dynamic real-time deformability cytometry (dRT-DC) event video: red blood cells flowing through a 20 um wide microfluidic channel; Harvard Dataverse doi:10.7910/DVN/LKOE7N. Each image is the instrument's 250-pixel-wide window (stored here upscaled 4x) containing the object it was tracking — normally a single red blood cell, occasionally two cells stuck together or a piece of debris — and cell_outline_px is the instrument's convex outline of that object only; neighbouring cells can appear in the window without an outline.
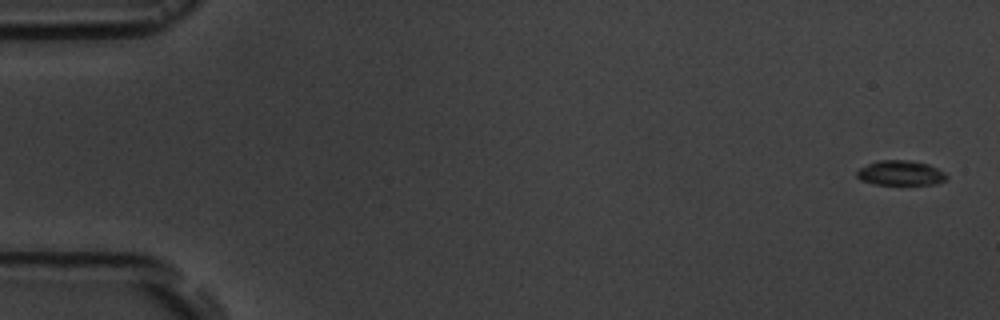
{"species": "common noctule bat (a hibernating species)", "species_latin": "Nyctalus noctula", "temperature_condition": "room temperature", "stored_images_in_passage": 17, "camera_frame_rate_fps": 3000, "um_per_image_px": 0.085, "animal": {"sex": "male", "body_mass_g": 19.5, "forearm_length_mm": 54.6}, "frame": {"image": 1, "passage_image": 1, "time_ms": 0.0, "image_size_px": [1000, 320], "cell_outline_px": [[948, 176], [944, 180], [936, 184], [872, 184], [860, 180], [856, 176], [856, 172], [860, 168], [876, 160], [908, 160], [928, 164], [944, 172]], "centroid_in_image_um": [76.51, 14.7], "position_along_channel_um": 8.5, "area_um2": 12.95}}
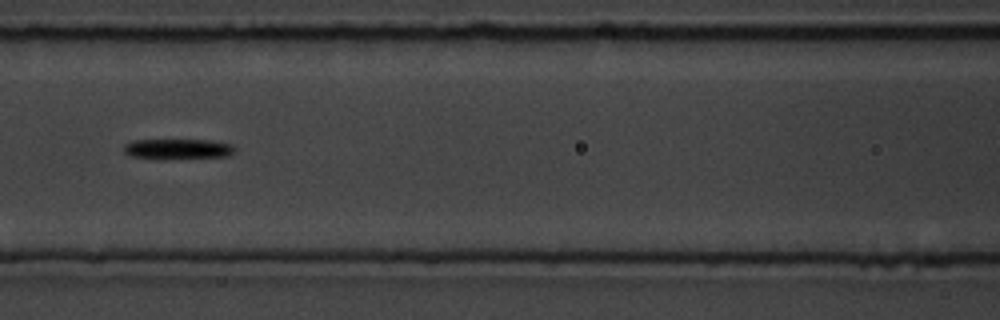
{"frame": {"image": 2, "passage_image": 8, "time_ms": 8.0, "image_size_px": [1000, 320], "cell_outline_px": [[236, 152], [228, 156], [160, 160], [132, 156], [124, 152], [124, 144], [132, 140], [208, 140], [232, 144], [236, 148]], "centroid_in_image_um": [15.12, 12.68], "position_along_channel_um": 151.5, "area_um2": 13.47}}
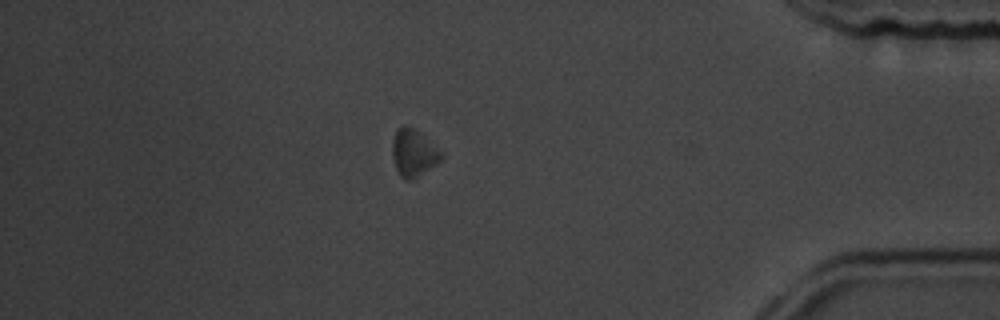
{"frame": {"image": 3, "passage_image": 15, "time_ms": 16.0, "image_size_px": [1000, 320], "cell_outline_px": [[444, 156], [440, 160], [412, 180], [404, 180], [400, 176], [396, 168], [392, 156], [392, 140], [396, 132], [404, 124], [412, 128], [440, 152]], "centroid_in_image_um": [35.09, 13.03], "position_along_channel_um": 400.1, "area_um2": 12.77}, "authors_computed_cell_mechanics": {"area_um2": 12.9472, "velocity_mm_per_s": 3.5767, "shape_relaxation_time_tau1_ms": 0.9981, "shape_relaxation_time_tau2_ms": null, "deformation_change_tau1": 0.0853, "deformation_change_tau2": null}}